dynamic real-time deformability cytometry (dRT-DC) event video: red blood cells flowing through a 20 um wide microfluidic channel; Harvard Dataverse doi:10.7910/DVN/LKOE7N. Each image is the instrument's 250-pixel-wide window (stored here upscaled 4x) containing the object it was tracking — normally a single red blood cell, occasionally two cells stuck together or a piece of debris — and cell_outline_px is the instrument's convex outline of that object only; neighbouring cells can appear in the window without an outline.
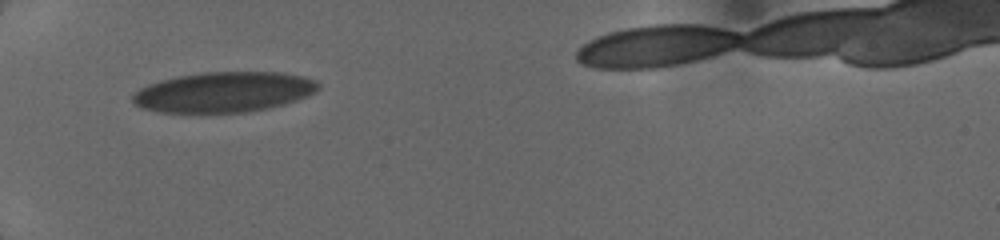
{"species": "human", "species_latin": "Homo sapiens", "temperature_condition": "cold", "stored_images_in_passage": 2, "camera_frame_rate_fps": 3000, "um_per_image_px": 0.085, "donor": {"sex": "female"}, "frame": {"image": 1, "passage_image": 1, "time_ms": 0.0, "image_size_px": [1000, 240], "cell_outline_px": [[316, 88], [312, 92], [304, 96], [280, 104], [264, 108], [244, 112], [160, 112], [144, 108], [136, 104], [132, 100], [132, 96], [140, 88], [148, 84], [160, 80], [200, 72], [280, 72], [304, 76], [316, 80]], "centroid_in_image_um": [18.95, 7.81], "position_along_channel_um": 66.0, "area_um2": 42.71}}
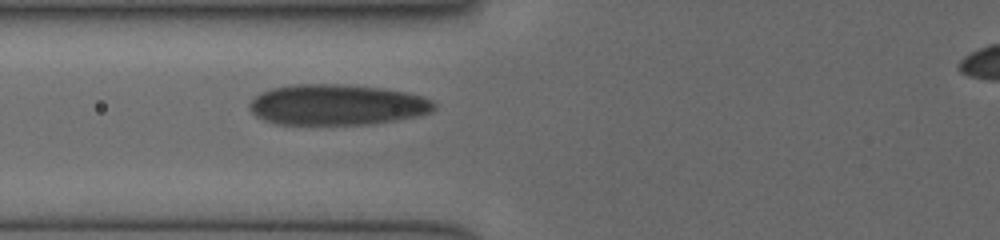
{"frame": {"image": 2, "passage_image": 2, "time_ms": 1.0, "image_size_px": [1000, 240], "cell_outline_px": [[436, 108], [428, 112], [416, 116], [368, 124], [276, 124], [264, 120], [256, 116], [252, 112], [248, 104], [260, 92], [272, 88], [292, 84], [340, 84], [380, 88], [404, 92], [420, 96], [432, 100], [436, 104]], "centroid_in_image_um": [28.59, 8.9], "position_along_channel_um": 97.2, "area_um2": 43.47}}